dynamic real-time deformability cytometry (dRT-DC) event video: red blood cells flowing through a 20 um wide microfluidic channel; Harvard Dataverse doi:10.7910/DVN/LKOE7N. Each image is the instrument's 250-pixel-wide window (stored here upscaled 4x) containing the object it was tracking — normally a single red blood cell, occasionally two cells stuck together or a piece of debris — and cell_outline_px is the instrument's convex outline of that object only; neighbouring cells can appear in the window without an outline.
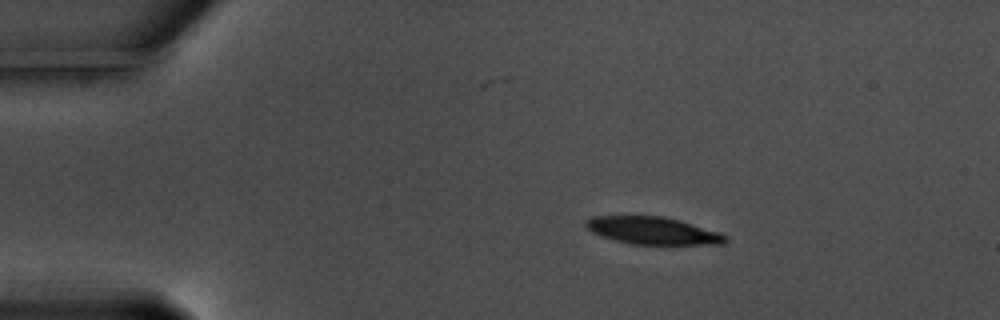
{"species": "common noctule bat (a hibernating species)", "species_latin": "Nyctalus noctula", "temperature_condition": "warm", "stored_images_in_passage": 48, "camera_frame_rate_fps": 3000, "um_per_image_px": 0.085, "animal": {"sex": "male", "body_mass_g": 17.5, "forearm_length_mm": 52.3}, "frame": {"image": 1, "passage_image": 1, "time_ms": 0.0, "image_size_px": [1000, 320], "cell_outline_px": [[728, 240], [724, 244], [632, 244], [616, 240], [592, 232], [584, 224], [584, 220], [592, 216], [664, 216], [680, 220], [720, 232], [728, 236]], "centroid_in_image_um": [55.52, 19.59], "position_along_channel_um": 29.5, "area_um2": 22.25}}
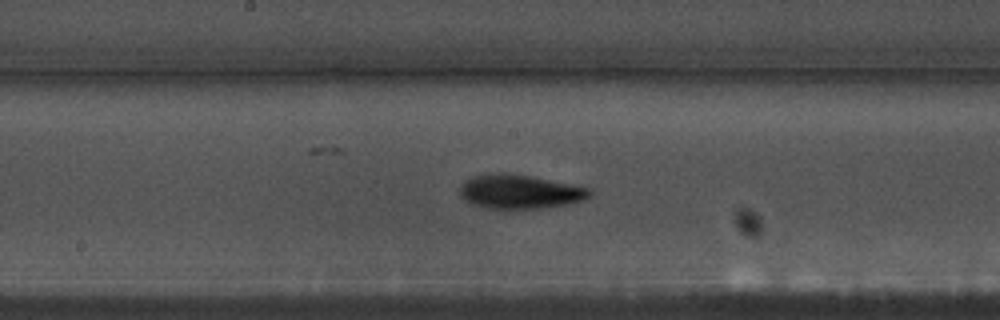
{"frame": {"image": 2, "passage_image": 21, "time_ms": 6.667, "image_size_px": [1000, 320], "cell_outline_px": [[592, 192], [584, 200], [564, 204], [540, 208], [512, 212], [488, 208], [472, 204], [464, 200], [460, 196], [460, 188], [468, 180], [476, 176], [532, 176], [592, 188]], "centroid_in_image_um": [44.24, 16.38], "position_along_channel_um": 204.0, "area_um2": 25.32}}
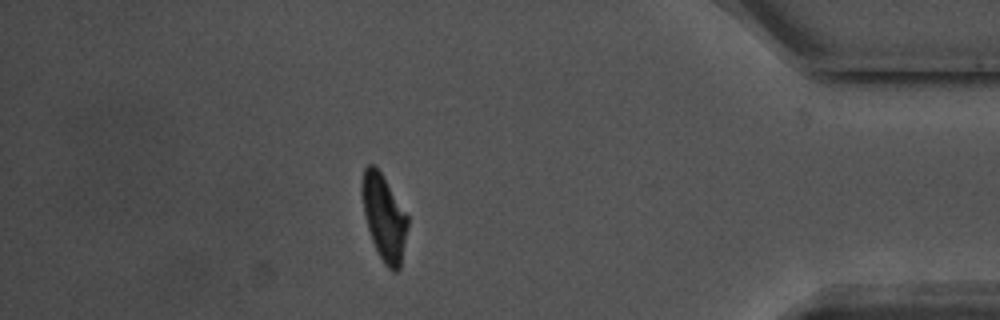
{"frame": {"image": 3, "passage_image": 41, "time_ms": 13.333, "image_size_px": [1000, 320], "cell_outline_px": [[408, 224], [400, 268], [396, 272], [392, 272], [384, 264], [372, 240], [368, 228], [364, 212], [364, 168], [368, 164], [372, 164], [380, 172], [408, 216]], "centroid_in_image_um": [32.69, 18.57], "position_along_channel_um": 402.5, "area_um2": 21.85}, "authors_computed_cell_mechanics": {"area_um2": 23.6113, "velocity_mm_per_s": 3.5596, "shape_relaxation_time_tau1_ms": 2.413, "shape_relaxation_time_tau2_ms": 6.9495, "deformation_change_tau1": 0.1618, "deformation_change_tau2": 0.1334}}